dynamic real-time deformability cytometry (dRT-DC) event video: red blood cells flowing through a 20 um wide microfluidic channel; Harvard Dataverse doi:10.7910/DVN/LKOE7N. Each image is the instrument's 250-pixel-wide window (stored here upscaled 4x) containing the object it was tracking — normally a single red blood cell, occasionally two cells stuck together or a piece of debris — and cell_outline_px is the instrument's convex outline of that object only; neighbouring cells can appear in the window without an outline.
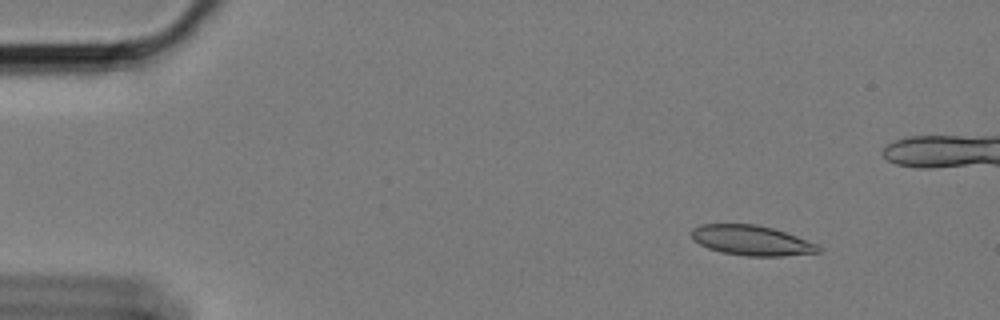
{"species": "Egyptian fruit bat (a non-hibernating species)", "species_latin": "Rousettus aegyptiacus", "temperature_condition": "cold", "stored_images_in_passage": 37, "camera_frame_rate_fps": 3000, "um_per_image_px": 0.085, "animal": {"sex": "female"}, "frame": {"image": 1, "passage_image": 1, "time_ms": 0.0, "image_size_px": [1000, 320], "cell_outline_px": [[820, 252], [780, 256], [748, 256], [720, 252], [708, 248], [692, 240], [692, 228], [700, 224], [756, 224], [772, 228], [796, 236], [816, 244], [820, 248]], "centroid_in_image_um": [63.83, 20.43], "position_along_channel_um": 21.2, "area_um2": 22.02}}
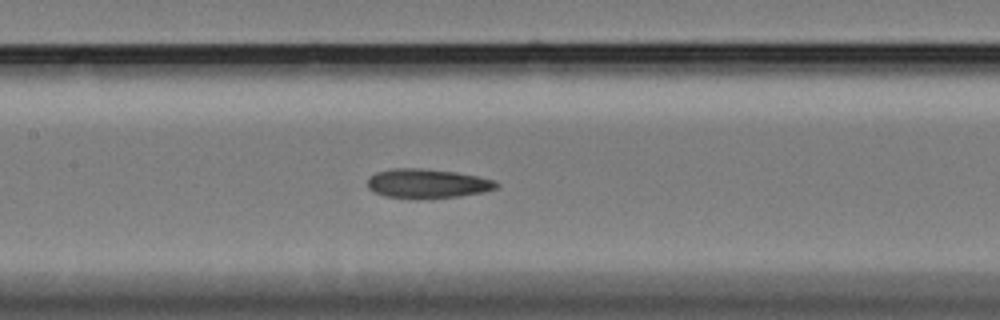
{"frame": {"image": 2, "passage_image": 22, "time_ms": 7.0, "image_size_px": [1000, 320], "cell_outline_px": [[500, 184], [496, 188], [484, 192], [460, 196], [384, 196], [372, 192], [368, 188], [368, 176], [376, 172], [392, 168], [420, 168], [456, 172], [496, 180]], "centroid_in_image_um": [36.32, 15.56], "position_along_channel_um": 171.1, "area_um2": 21.39}}
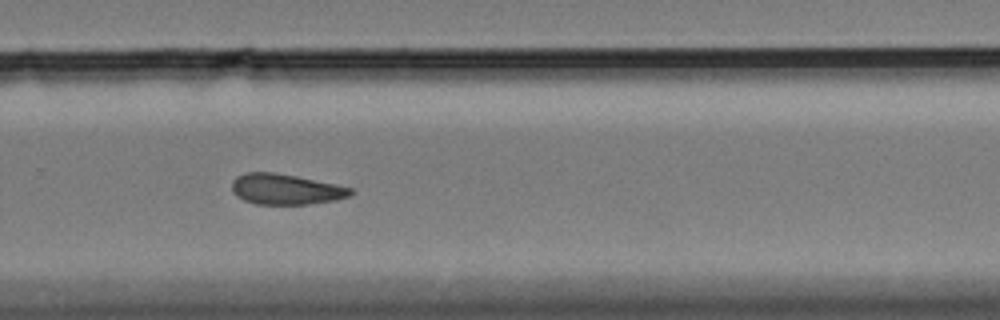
{"frame": {"image": 3, "passage_image": 34, "time_ms": 11.0, "image_size_px": [1000, 320], "cell_outline_px": [[356, 192], [348, 196], [336, 200], [308, 204], [256, 204], [244, 200], [236, 196], [232, 188], [232, 180], [236, 176], [244, 172], [276, 172], [336, 184], [352, 188]], "centroid_in_image_um": [24.28, 16.08], "position_along_channel_um": 305.5, "area_um2": 21.27}}